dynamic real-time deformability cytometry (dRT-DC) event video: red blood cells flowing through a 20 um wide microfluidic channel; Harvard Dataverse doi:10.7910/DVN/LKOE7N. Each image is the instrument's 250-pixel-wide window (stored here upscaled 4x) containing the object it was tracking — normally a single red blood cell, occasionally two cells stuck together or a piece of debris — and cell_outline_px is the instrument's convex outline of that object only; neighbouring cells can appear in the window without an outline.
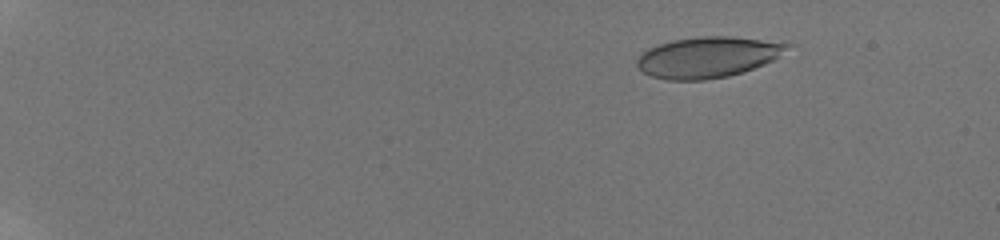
{"species": "human", "species_latin": "Homo sapiens", "temperature_condition": "room temperature", "stored_images_in_passage": 20, "camera_frame_rate_fps": 3000, "um_per_image_px": 0.085, "donor": {"sex": "male"}, "frame": {"image": 1, "passage_image": 5, "time_ms": 2.667, "image_size_px": [1000, 240], "cell_outline_px": [[792, 44], [772, 60], [764, 64], [728, 76], [704, 80], [668, 80], [652, 76], [644, 72], [636, 64], [636, 60], [648, 48], [656, 44], [672, 40], [700, 36], [728, 36]], "centroid_in_image_um": [60.09, 4.86], "position_along_channel_um": 24.9, "area_um2": 35.2}}
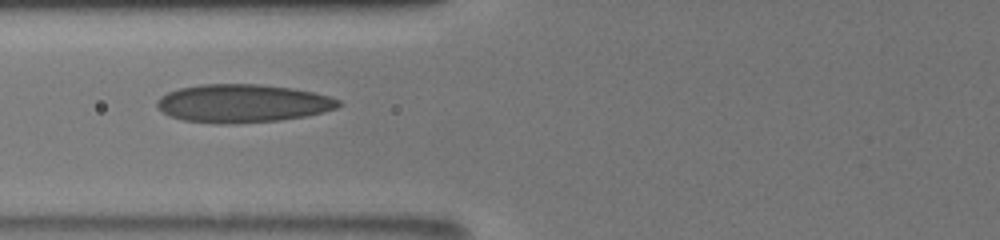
{"frame": {"image": 2, "passage_image": 14, "time_ms": 8.667, "image_size_px": [1000, 240], "cell_outline_px": [[340, 104], [336, 108], [304, 116], [280, 120], [236, 124], [216, 124], [184, 120], [168, 116], [156, 104], [156, 100], [160, 96], [168, 92], [180, 88], [200, 84], [260, 84], [292, 88], [312, 92], [328, 96], [340, 100]], "centroid_in_image_um": [20.58, 8.79], "position_along_channel_um": 105.2, "area_um2": 40.34}}
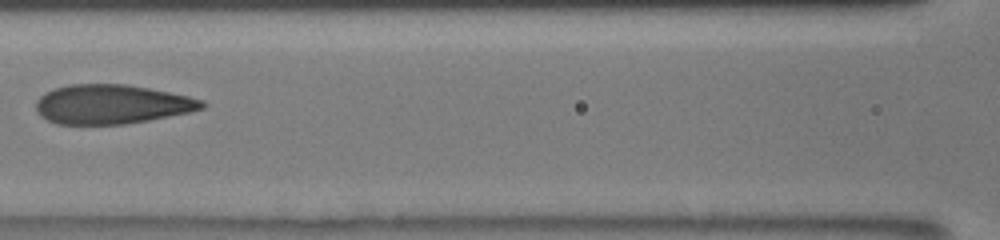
{"frame": {"image": 3, "passage_image": 16, "time_ms": 10.0, "image_size_px": [1000, 240], "cell_outline_px": [[208, 104], [204, 108], [188, 112], [148, 120], [124, 124], [56, 124], [40, 116], [36, 112], [36, 100], [44, 92], [52, 88], [68, 84], [124, 84], [148, 88], [188, 96], [204, 100]], "centroid_in_image_um": [9.45, 8.86], "position_along_channel_um": 157.1, "area_um2": 38.09}}